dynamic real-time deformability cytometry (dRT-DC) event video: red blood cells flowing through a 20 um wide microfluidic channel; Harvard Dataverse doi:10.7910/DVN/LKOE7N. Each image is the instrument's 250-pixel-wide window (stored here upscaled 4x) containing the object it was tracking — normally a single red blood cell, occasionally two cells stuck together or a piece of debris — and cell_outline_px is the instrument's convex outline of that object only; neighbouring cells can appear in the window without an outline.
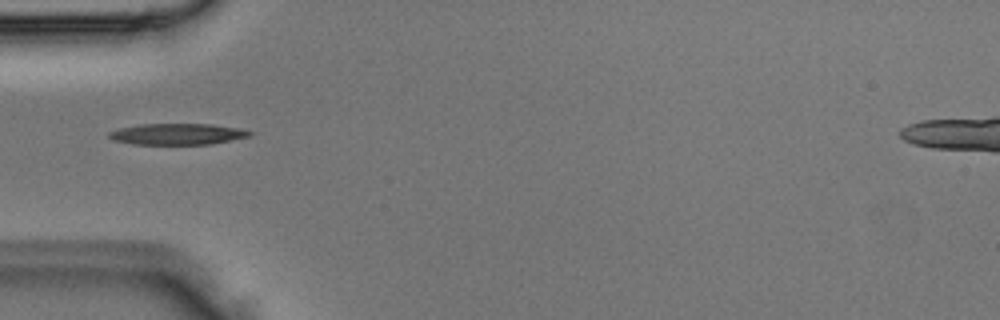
{"species": "Egyptian fruit bat (a non-hibernating species)", "species_latin": "Rousettus aegyptiacus", "temperature_condition": "room temperature", "stored_images_in_passage": 3, "camera_frame_rate_fps": 3000, "um_per_image_px": 0.085, "animal": {"sex": "male"}, "frame": {"image": 1, "passage_image": 3, "time_ms": 0.667, "image_size_px": [1000, 320], "cell_outline_px": [[252, 132], [248, 136], [212, 144], [132, 144], [112, 140], [108, 136], [108, 132], [120, 128], [140, 124], [212, 124], [236, 128]], "centroid_in_image_um": [15.0, 11.4], "position_along_channel_um": 70.0, "area_um2": 17.17}}